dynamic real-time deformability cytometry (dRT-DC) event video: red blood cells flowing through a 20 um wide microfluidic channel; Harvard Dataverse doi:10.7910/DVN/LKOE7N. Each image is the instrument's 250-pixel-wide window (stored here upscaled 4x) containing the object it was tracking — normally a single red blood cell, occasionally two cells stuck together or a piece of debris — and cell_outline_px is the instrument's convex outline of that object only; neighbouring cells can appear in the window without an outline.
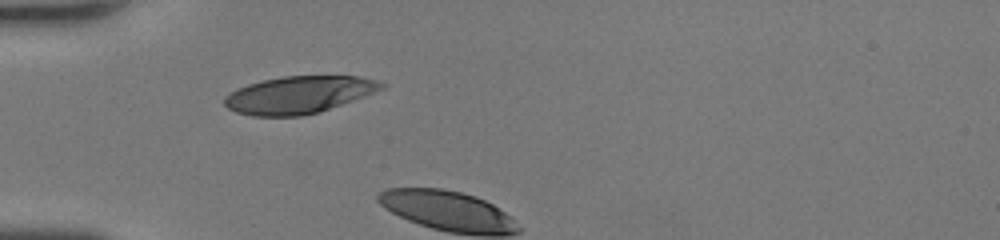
{"species": "human", "species_latin": "Homo sapiens", "temperature_condition": "room temperature", "stored_images_in_passage": 2, "camera_frame_rate_fps": 3000, "um_per_image_px": 0.085, "donor": {"sex": "female"}, "frame": {"image": 1, "passage_image": 1, "time_ms": 0.0, "image_size_px": [1000, 240], "cell_outline_px": [[388, 84], [384, 88], [364, 96], [320, 112], [300, 116], [252, 116], [236, 112], [228, 108], [224, 104], [224, 96], [236, 88], [248, 84], [264, 80], [284, 76], [360, 76], [376, 80]], "centroid_in_image_um": [25.39, 8.06], "position_along_channel_um": 59.6, "area_um2": 34.1}}